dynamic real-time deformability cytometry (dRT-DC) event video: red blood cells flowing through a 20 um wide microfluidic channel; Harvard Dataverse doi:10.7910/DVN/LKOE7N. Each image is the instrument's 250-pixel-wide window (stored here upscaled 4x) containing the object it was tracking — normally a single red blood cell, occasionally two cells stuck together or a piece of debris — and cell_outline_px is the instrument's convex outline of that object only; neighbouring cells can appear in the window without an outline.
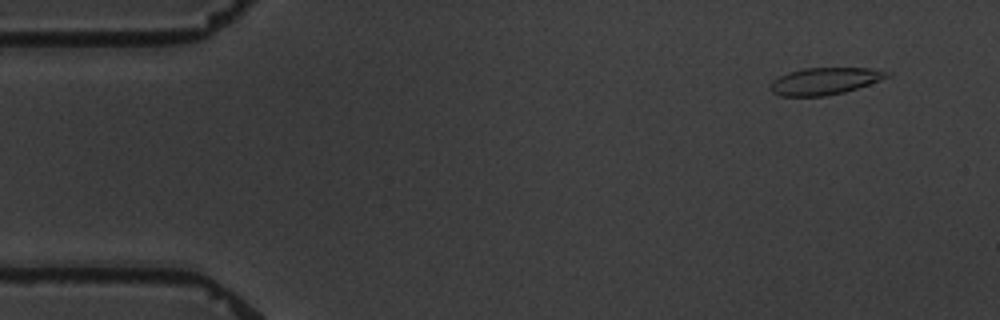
{"species": "common noctule bat (a hibernating species)", "species_latin": "Nyctalus noctula", "temperature_condition": "warm", "stored_images_in_passage": 5, "camera_frame_rate_fps": 3000, "um_per_image_px": 0.085, "animal": {"sex": "male", "body_mass_g": 19.5, "forearm_length_mm": 54.6}, "frame": {"image": 1, "passage_image": 1, "time_ms": 0.0, "image_size_px": [1000, 320], "cell_outline_px": [[892, 76], [844, 92], [824, 96], [780, 96], [772, 92], [768, 88], [772, 80], [788, 72], [804, 68], [868, 68], [892, 72]], "centroid_in_image_um": [70.08, 6.89], "position_along_channel_um": 14.9, "area_um2": 18.38}}
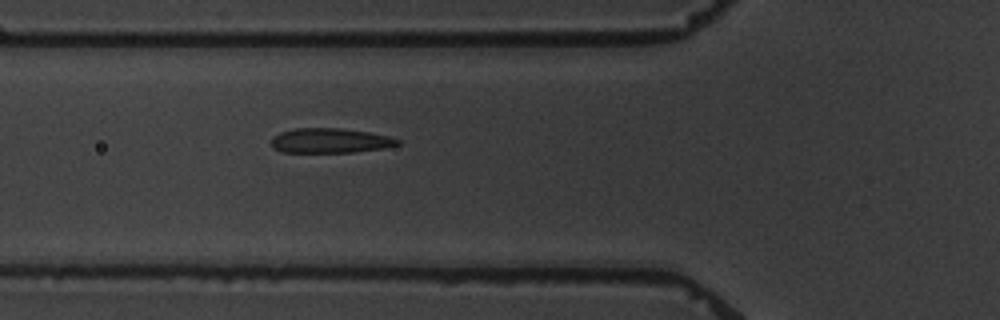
{"frame": {"image": 2, "passage_image": 5, "time_ms": 5.333, "image_size_px": [1000, 320], "cell_outline_px": [[400, 144], [384, 148], [352, 152], [280, 152], [272, 148], [272, 140], [280, 132], [296, 128], [340, 128], [368, 132], [388, 136], [400, 140]], "centroid_in_image_um": [28.06, 11.96], "position_along_channel_um": 97.7, "area_um2": 18.09}}